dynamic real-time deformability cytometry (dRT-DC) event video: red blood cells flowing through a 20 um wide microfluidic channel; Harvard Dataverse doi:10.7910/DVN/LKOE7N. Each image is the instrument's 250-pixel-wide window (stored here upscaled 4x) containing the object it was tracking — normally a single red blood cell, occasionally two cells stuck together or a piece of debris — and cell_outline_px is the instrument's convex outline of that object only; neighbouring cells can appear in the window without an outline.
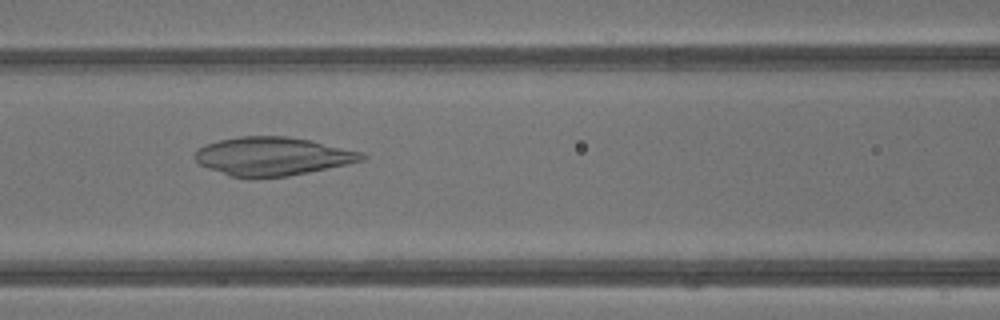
{"species": "common noctule bat (a hibernating species)", "species_latin": "Nyctalus noctula", "temperature_condition": "warm", "stored_images_in_passage": 34, "camera_frame_rate_fps": 3000, "um_per_image_px": 0.085, "animal": {"sex": "male", "body_mass_g": 13.3}, "frame": {"image": 1, "passage_image": 11, "time_ms": 3.333, "image_size_px": [1000, 320], "cell_outline_px": [[368, 156], [364, 160], [348, 164], [288, 176], [232, 176], [208, 168], [200, 164], [192, 156], [204, 144], [220, 140], [240, 136], [288, 136], [308, 140], [364, 152]], "centroid_in_image_um": [23.19, 13.26], "position_along_channel_um": 143.4, "area_um2": 36.88}}
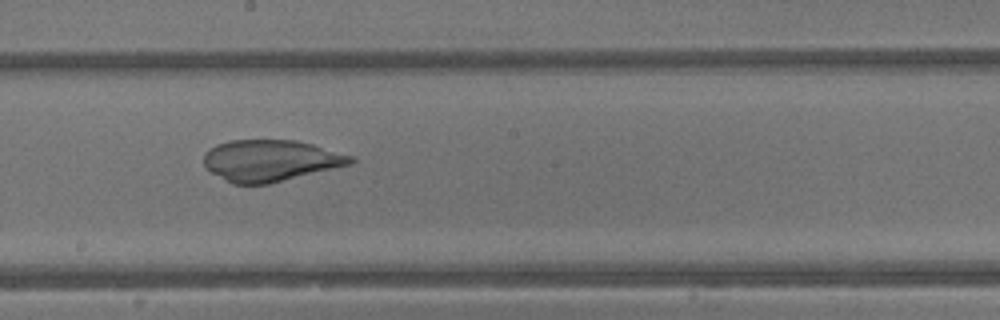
{"frame": {"image": 2, "passage_image": 16, "time_ms": 5.0, "image_size_px": [1000, 320], "cell_outline_px": [[356, 160], [352, 164], [268, 184], [232, 184], [204, 168], [204, 152], [216, 144], [228, 140], [296, 140], [312, 144], [356, 156]], "centroid_in_image_um": [22.99, 13.64], "position_along_channel_um": 225.2, "area_um2": 35.72}}
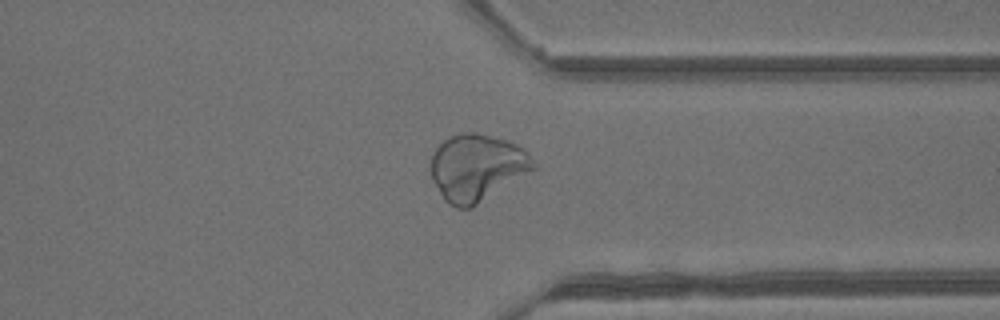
{"frame": {"image": 3, "passage_image": 25, "time_ms": 8.0, "image_size_px": [1000, 320], "cell_outline_px": [[536, 168], [472, 208], [456, 208], [448, 204], [444, 200], [432, 180], [432, 156], [436, 148], [444, 140], [460, 132], [476, 132], [504, 140], [516, 144], [524, 148], [528, 152], [536, 164]], "centroid_in_image_um": [40.54, 14.25], "position_along_channel_um": 370.9, "area_um2": 39.77}}